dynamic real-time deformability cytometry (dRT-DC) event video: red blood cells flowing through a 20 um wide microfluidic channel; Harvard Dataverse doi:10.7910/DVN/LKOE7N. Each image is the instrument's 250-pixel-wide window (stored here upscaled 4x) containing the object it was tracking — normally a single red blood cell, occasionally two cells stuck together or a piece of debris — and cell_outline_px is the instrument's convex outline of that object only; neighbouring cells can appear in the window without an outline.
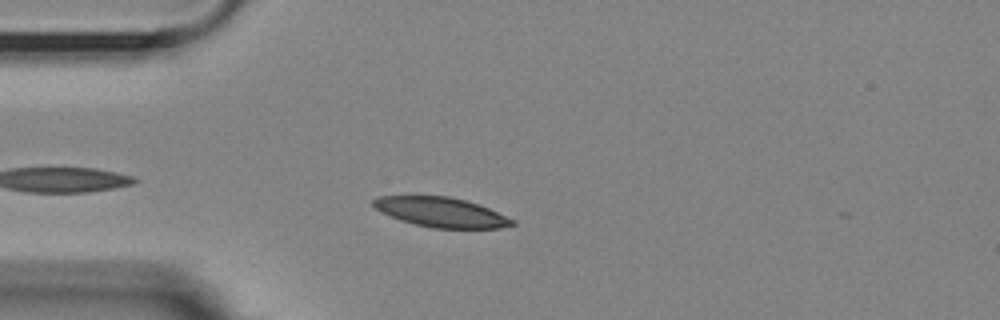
{"species": "Egyptian fruit bat (a non-hibernating species)", "species_latin": "Rousettus aegyptiacus", "temperature_condition": "room temperature", "stored_images_in_passage": 39, "camera_frame_rate_fps": 3000, "um_per_image_px": 0.085, "animal": {"sex": "female"}, "frame": {"image": 1, "passage_image": 5, "time_ms": 1.333, "image_size_px": [1000, 320], "cell_outline_px": [[516, 224], [500, 228], [432, 228], [412, 224], [400, 220], [380, 212], [372, 204], [372, 200], [376, 196], [412, 192], [448, 196], [464, 200], [488, 208], [516, 220]], "centroid_in_image_um": [37.37, 17.98], "position_along_channel_um": 47.6, "area_um2": 25.09}}
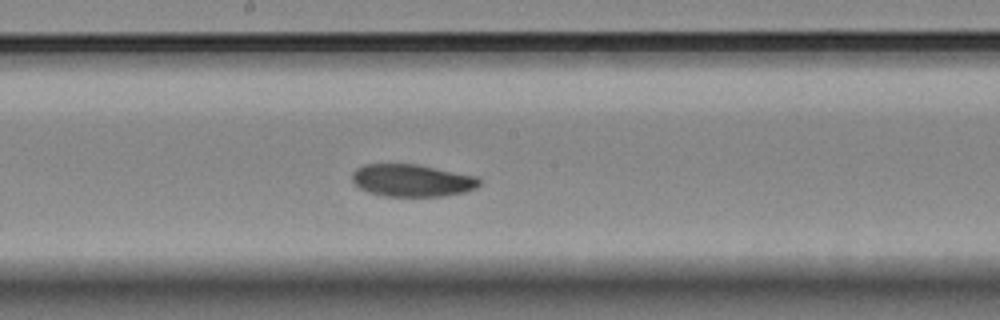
{"frame": {"image": 2, "passage_image": 20, "time_ms": 6.333, "image_size_px": [1000, 320], "cell_outline_px": [[480, 184], [476, 188], [464, 192], [444, 196], [384, 196], [368, 192], [360, 188], [352, 180], [352, 172], [356, 168], [364, 164], [416, 164], [476, 176], [480, 180]], "centroid_in_image_um": [35.0, 15.34], "position_along_channel_um": 213.2, "area_um2": 23.93}}
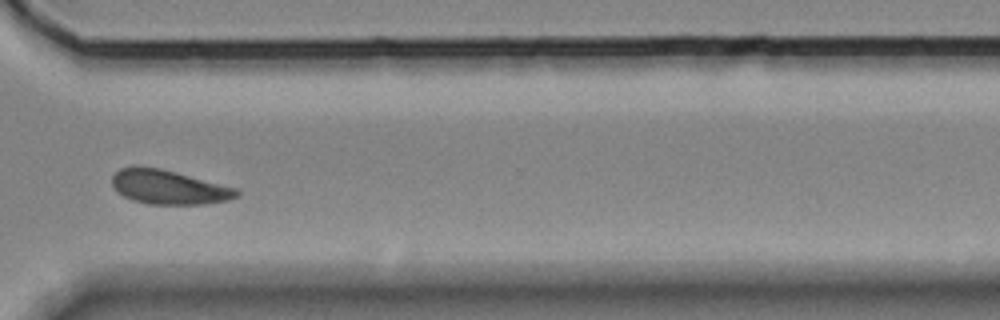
{"frame": {"image": 3, "passage_image": 32, "time_ms": 10.333, "image_size_px": [1000, 320], "cell_outline_px": [[240, 196], [228, 200], [204, 204], [148, 204], [132, 200], [116, 192], [112, 184], [112, 176], [120, 168], [160, 168], [176, 172], [236, 188], [240, 192]], "centroid_in_image_um": [14.36, 15.93], "position_along_channel_um": 356.2, "area_um2": 24.51}, "authors_computed_cell_mechanics": {"area_um2": 24.5072, "velocity_mm_per_s": 3.5704, "shape_relaxation_time_tau1_ms": 5.5825, "shape_relaxation_time_tau2_ms": null, "deformation_change_tau1": 0.0959, "deformation_change_tau2": null}}